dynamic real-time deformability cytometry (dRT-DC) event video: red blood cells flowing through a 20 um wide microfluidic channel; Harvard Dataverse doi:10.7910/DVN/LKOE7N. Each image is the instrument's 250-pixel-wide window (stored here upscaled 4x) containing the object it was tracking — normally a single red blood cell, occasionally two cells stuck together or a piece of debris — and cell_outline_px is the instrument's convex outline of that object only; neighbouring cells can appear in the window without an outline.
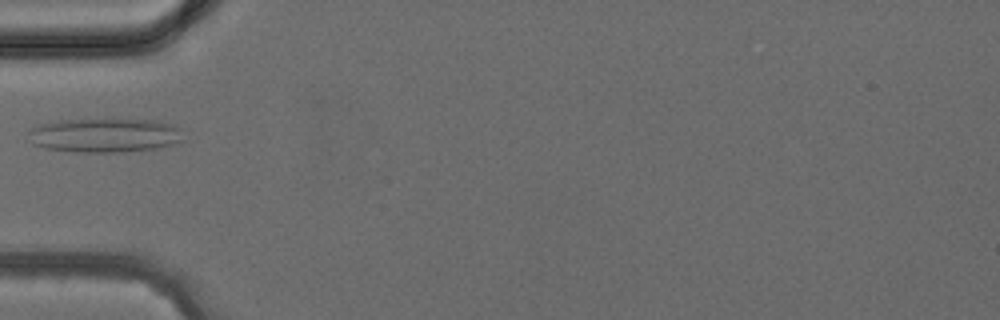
{"species": "common noctule bat (a hibernating species)", "species_latin": "Nyctalus noctula", "temperature_condition": "cold", "stored_images_in_passage": 2, "camera_frame_rate_fps": 3000, "um_per_image_px": 0.085, "animal": {"sex": "female", "body_mass_g": 24.6, "forearm_length_mm": 56.2}, "frame": {"image": 1, "passage_image": 2, "time_ms": 3.667, "image_size_px": [1000, 320], "cell_outline_px": [[184, 140], [176, 144], [160, 148], [124, 152], [76, 152], [44, 148], [32, 144], [28, 132], [36, 124], [60, 120], [156, 120], [176, 124], [180, 128]], "centroid_in_image_um": [8.95, 11.51], "position_along_channel_um": 76.1, "area_um2": 31.21}}